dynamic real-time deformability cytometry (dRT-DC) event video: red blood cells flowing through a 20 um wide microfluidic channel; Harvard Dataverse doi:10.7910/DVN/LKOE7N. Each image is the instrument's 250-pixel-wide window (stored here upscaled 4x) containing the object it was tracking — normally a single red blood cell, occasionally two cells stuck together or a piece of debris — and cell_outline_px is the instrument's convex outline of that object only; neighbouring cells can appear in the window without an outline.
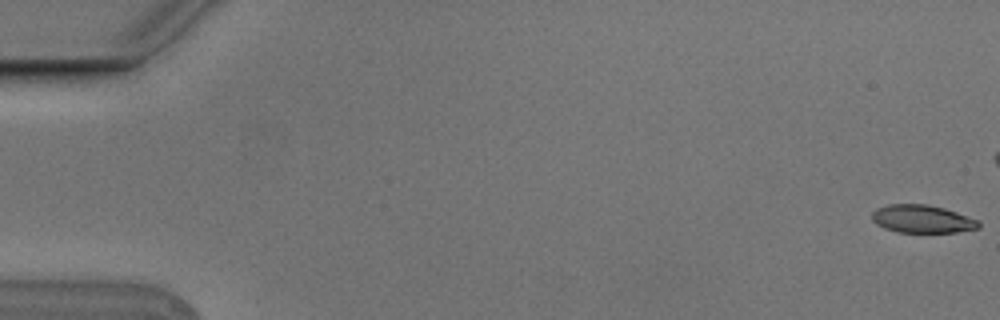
{"species": "Egyptian fruit bat (a non-hibernating species)", "species_latin": "Rousettus aegyptiacus", "temperature_condition": "cold", "stored_images_in_passage": 6, "camera_frame_rate_fps": 3000, "um_per_image_px": 0.085, "animal": {"sex": "male"}, "frame": {"image": 1, "passage_image": 1, "time_ms": 0.0, "image_size_px": [1000, 320], "cell_outline_px": [[980, 228], [956, 232], [896, 232], [884, 228], [876, 224], [872, 220], [872, 212], [876, 208], [888, 204], [928, 204], [944, 208], [980, 220]], "centroid_in_image_um": [78.38, 18.61], "position_along_channel_um": 6.6, "area_um2": 17.51}}
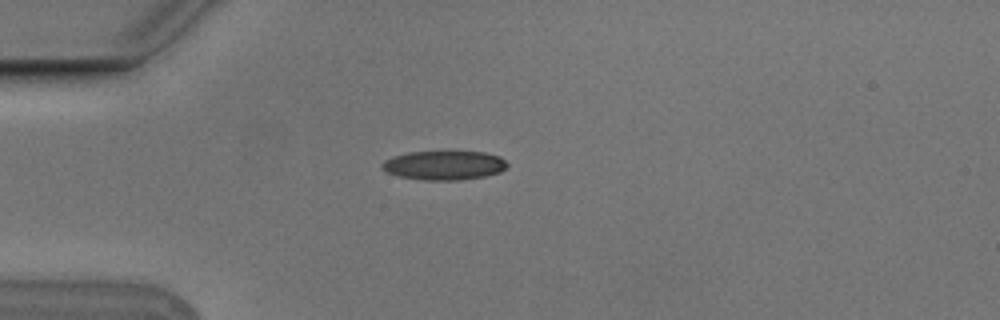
{"frame": {"image": 2, "passage_image": 6, "time_ms": 1.667, "image_size_px": [1000, 320], "cell_outline_px": [[508, 164], [500, 172], [484, 176], [460, 180], [424, 180], [400, 176], [388, 172], [380, 168], [380, 164], [384, 160], [392, 156], [408, 152], [484, 152], [500, 156]], "centroid_in_image_um": [37.72, 14.05], "position_along_channel_um": 47.3, "area_um2": 21.15}}